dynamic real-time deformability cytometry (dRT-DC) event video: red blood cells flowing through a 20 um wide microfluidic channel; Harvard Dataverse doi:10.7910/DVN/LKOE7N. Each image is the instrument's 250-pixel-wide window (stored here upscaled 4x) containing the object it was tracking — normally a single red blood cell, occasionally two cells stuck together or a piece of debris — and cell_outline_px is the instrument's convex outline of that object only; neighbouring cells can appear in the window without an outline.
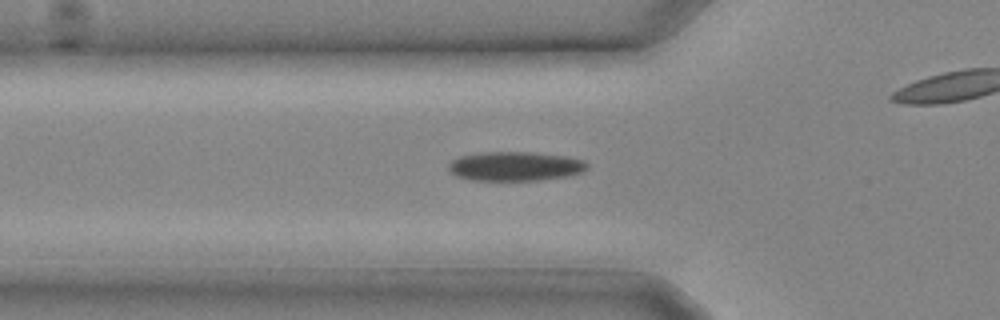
{"species": "common noctule bat (a hibernating species)", "species_latin": "Nyctalus noctula", "temperature_condition": "cold", "stored_images_in_passage": 13, "camera_frame_rate_fps": 3000, "um_per_image_px": 0.085, "animal": {"sex": "male", "body_mass_g": 20.4}, "frame": {"image": 1, "passage_image": 8, "time_ms": 2.333, "image_size_px": [1000, 320], "cell_outline_px": [[588, 168], [580, 172], [564, 176], [540, 180], [472, 180], [456, 176], [448, 168], [448, 164], [452, 160], [460, 156], [480, 152], [532, 152], [568, 156], [584, 160], [588, 164]], "centroid_in_image_um": [43.78, 14.12], "position_along_channel_um": 82.0, "area_um2": 23.58}}
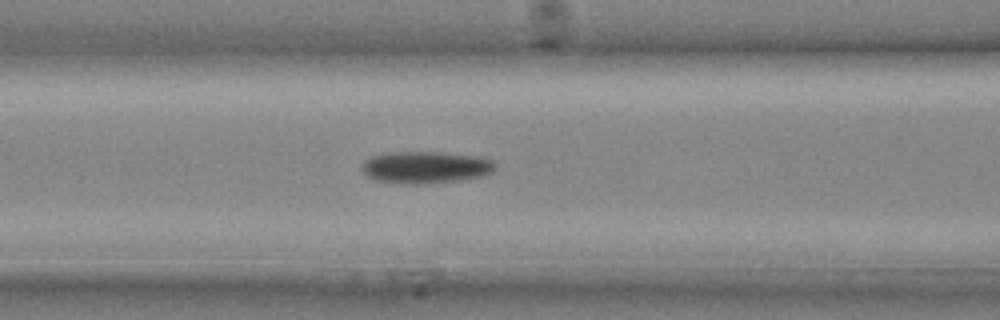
{"frame": {"image": 2, "passage_image": 10, "time_ms": 3.0, "image_size_px": [1000, 320], "cell_outline_px": [[496, 168], [492, 172], [480, 176], [464, 180], [420, 184], [380, 180], [368, 176], [360, 168], [364, 160], [368, 156], [388, 152], [440, 152], [476, 156], [492, 160], [496, 164]], "centroid_in_image_um": [36.18, 14.2], "position_along_channel_um": 130.4, "area_um2": 24.74}}